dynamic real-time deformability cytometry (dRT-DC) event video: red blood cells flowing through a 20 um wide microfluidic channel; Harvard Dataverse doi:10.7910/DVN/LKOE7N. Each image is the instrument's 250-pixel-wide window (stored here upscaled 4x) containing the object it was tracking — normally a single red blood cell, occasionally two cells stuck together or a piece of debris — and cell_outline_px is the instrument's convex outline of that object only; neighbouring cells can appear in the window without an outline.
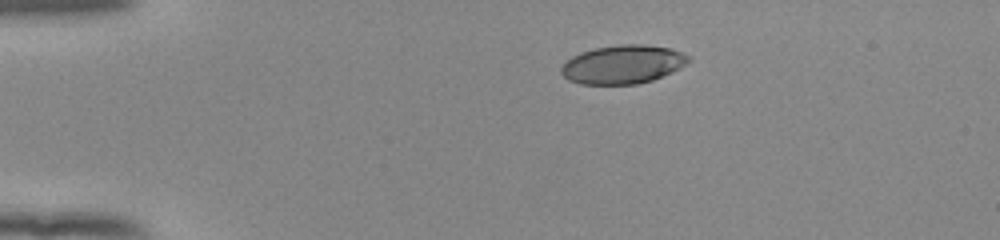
{"species": "human", "species_latin": "Homo sapiens", "temperature_condition": "room temperature", "stored_images_in_passage": 43, "camera_frame_rate_fps": 3000, "um_per_image_px": 0.085, "donor": {"sex": "female"}, "frame": {"image": 1, "passage_image": 1, "time_ms": 0.0, "image_size_px": [1000, 240], "cell_outline_px": [[692, 60], [680, 68], [672, 72], [652, 80], [636, 84], [580, 84], [568, 80], [560, 72], [560, 68], [572, 56], [580, 52], [596, 48], [620, 44], [644, 44], [672, 48], [692, 56]], "centroid_in_image_um": [52.98, 5.47], "position_along_channel_um": 32.0, "area_um2": 28.84}}
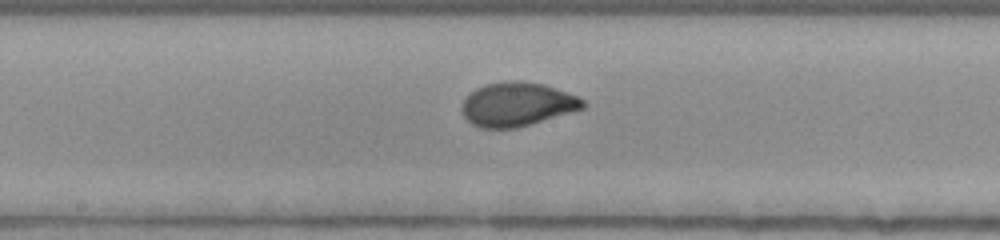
{"frame": {"image": 2, "passage_image": 19, "time_ms": 6.0, "image_size_px": [1000, 240], "cell_outline_px": [[588, 104], [584, 108], [516, 128], [480, 128], [472, 124], [464, 116], [460, 108], [464, 100], [476, 88], [488, 84], [508, 80], [516, 80], [544, 84], [576, 96], [584, 100]], "centroid_in_image_um": [43.95, 8.86], "position_along_channel_um": 204.3, "area_um2": 30.69}}
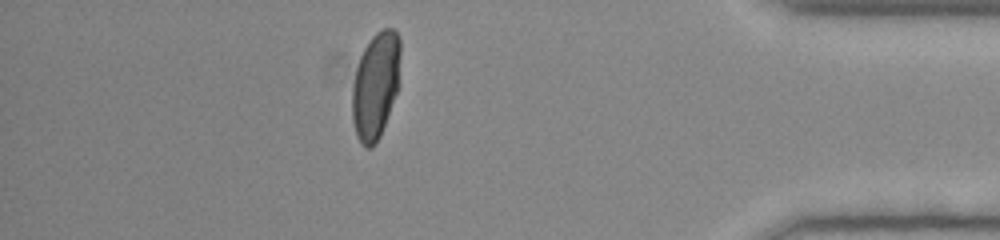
{"frame": {"image": 3, "passage_image": 37, "time_ms": 12.0, "image_size_px": [1000, 240], "cell_outline_px": [[400, 56], [396, 92], [380, 136], [372, 148], [364, 148], [360, 144], [356, 136], [352, 120], [352, 88], [356, 68], [360, 56], [364, 48], [372, 36], [376, 32], [384, 28], [392, 28], [400, 36]], "centroid_in_image_um": [31.9, 7.27], "position_along_channel_um": 403.3, "area_um2": 29.88}, "authors_computed_cell_mechanics": {"area_um2": 30.4028, "velocity_mm_per_s": 3.9185, "shape_relaxation_time_tau1_ms": 5.317, "shape_relaxation_time_tau2_ms": null, "deformation_change_tau1": 0.1932, "deformation_change_tau2": null}}